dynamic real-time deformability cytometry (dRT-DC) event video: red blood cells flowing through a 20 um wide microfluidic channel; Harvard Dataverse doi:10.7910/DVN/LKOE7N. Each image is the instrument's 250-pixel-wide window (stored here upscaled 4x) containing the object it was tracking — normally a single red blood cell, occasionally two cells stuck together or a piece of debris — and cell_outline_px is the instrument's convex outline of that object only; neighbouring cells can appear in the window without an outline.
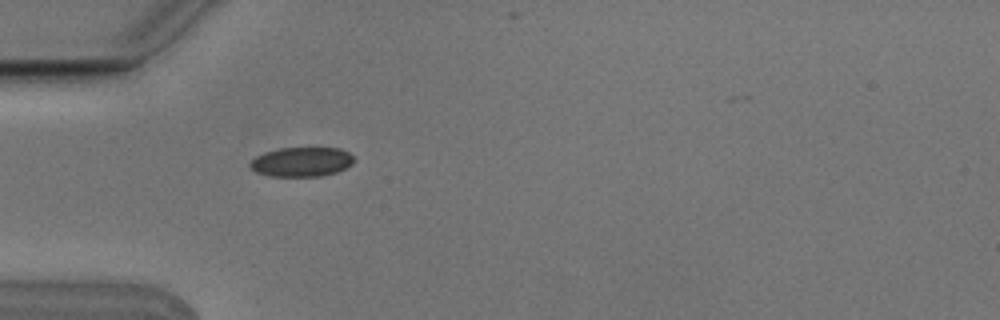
{"species": "Egyptian fruit bat (a non-hibernating species)", "species_latin": "Rousettus aegyptiacus", "temperature_condition": "cold", "stored_images_in_passage": 4, "camera_frame_rate_fps": 3000, "um_per_image_px": 0.085, "animal": {"sex": "male"}, "frame": {"image": 1, "passage_image": 4, "time_ms": 1.0, "image_size_px": [1000, 320], "cell_outline_px": [[356, 160], [352, 164], [336, 172], [320, 176], [272, 176], [256, 172], [248, 164], [256, 156], [264, 152], [280, 148], [340, 148], [348, 152]], "centroid_in_image_um": [25.64, 13.75], "position_along_channel_um": 59.4, "area_um2": 17.74}}